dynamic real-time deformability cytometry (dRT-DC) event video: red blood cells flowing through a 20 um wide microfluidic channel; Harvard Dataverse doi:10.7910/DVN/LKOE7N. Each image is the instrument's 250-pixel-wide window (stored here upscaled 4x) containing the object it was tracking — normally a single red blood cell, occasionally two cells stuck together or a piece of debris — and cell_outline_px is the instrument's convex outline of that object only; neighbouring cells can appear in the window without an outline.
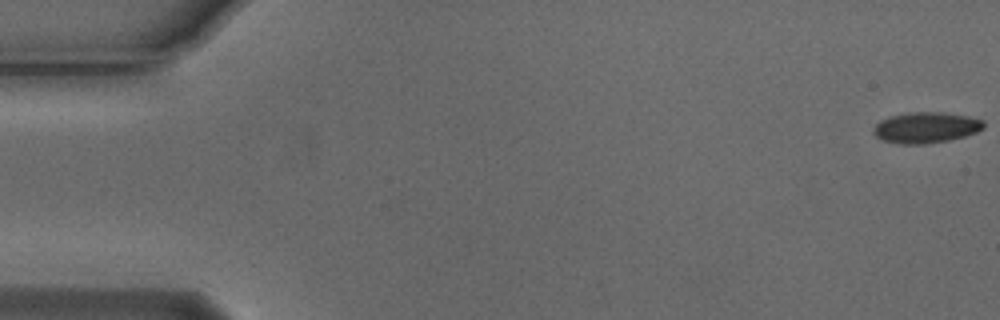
{"species": "Egyptian fruit bat (a non-hibernating species)", "species_latin": "Rousettus aegyptiacus", "temperature_condition": "cold", "stored_images_in_passage": 8, "camera_frame_rate_fps": 3000, "um_per_image_px": 0.085, "animal": {"sex": "male"}, "frame": {"image": 1, "passage_image": 1, "time_ms": 0.0, "image_size_px": [1000, 320], "cell_outline_px": [[984, 128], [976, 132], [964, 136], [948, 140], [924, 144], [900, 144], [884, 140], [876, 136], [872, 132], [876, 124], [880, 120], [892, 116], [912, 112], [940, 112], [968, 116], [984, 120]], "centroid_in_image_um": [78.72, 10.84], "position_along_channel_um": 6.3, "area_um2": 19.65}}
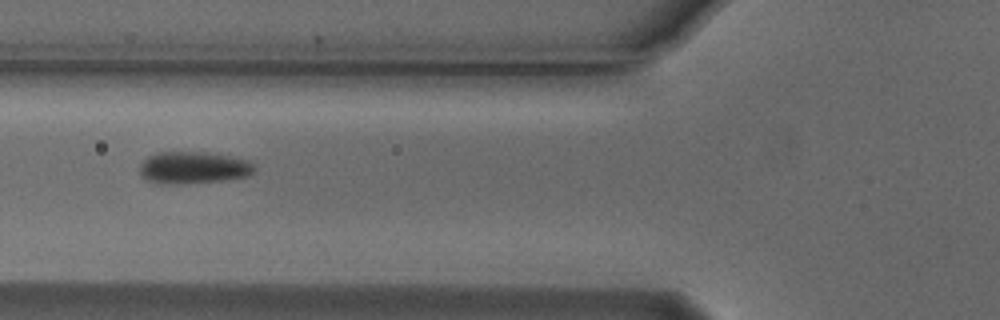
{"frame": {"image": 2, "passage_image": 6, "time_ms": 1.667, "image_size_px": [1000, 320], "cell_outline_px": [[256, 172], [248, 176], [220, 180], [148, 180], [140, 172], [140, 164], [148, 156], [156, 152], [204, 152], [228, 156], [248, 160], [256, 168]], "centroid_in_image_um": [16.52, 14.17], "position_along_channel_um": 109.3, "area_um2": 20.0}}
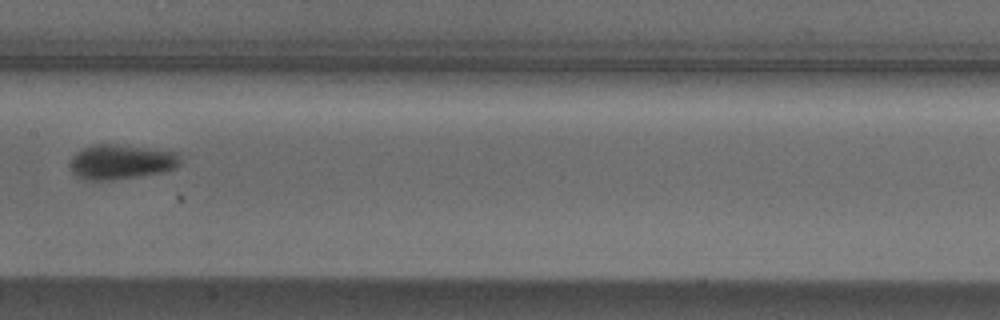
{"frame": {"image": 3, "passage_image": 8, "time_ms": 2.333, "image_size_px": [1000, 320], "cell_outline_px": [[180, 164], [176, 168], [164, 172], [140, 176], [112, 180], [92, 180], [76, 176], [68, 168], [68, 164], [72, 156], [80, 148], [92, 144], [116, 144], [176, 152], [180, 160]], "centroid_in_image_um": [10.23, 13.76], "position_along_channel_um": 197.2, "area_um2": 22.54}}